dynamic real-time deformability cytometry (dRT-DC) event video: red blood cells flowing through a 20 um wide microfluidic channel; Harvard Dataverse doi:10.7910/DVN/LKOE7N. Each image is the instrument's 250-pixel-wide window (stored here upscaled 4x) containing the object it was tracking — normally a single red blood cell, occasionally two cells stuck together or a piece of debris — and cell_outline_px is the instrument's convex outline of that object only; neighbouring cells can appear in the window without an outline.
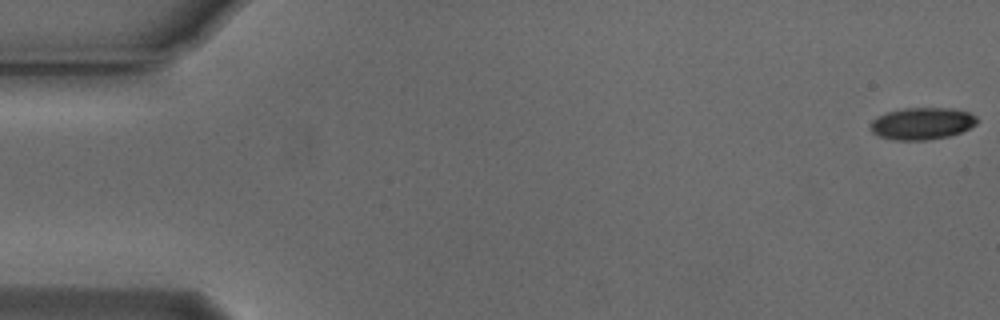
{"species": "Egyptian fruit bat (a non-hibernating species)", "species_latin": "Rousettus aegyptiacus", "temperature_condition": "cold", "stored_images_in_passage": 55, "camera_frame_rate_fps": 3000, "um_per_image_px": 0.085, "animal": {"sex": "male"}, "frame": {"image": 1, "passage_image": 1, "time_ms": 0.0, "image_size_px": [1000, 320], "cell_outline_px": [[980, 120], [976, 124], [960, 132], [948, 136], [924, 140], [896, 140], [880, 136], [872, 132], [872, 120], [888, 112], [904, 108], [952, 108], [968, 112], [976, 116]], "centroid_in_image_um": [78.42, 10.49], "position_along_channel_um": 6.6, "area_um2": 19.59}}
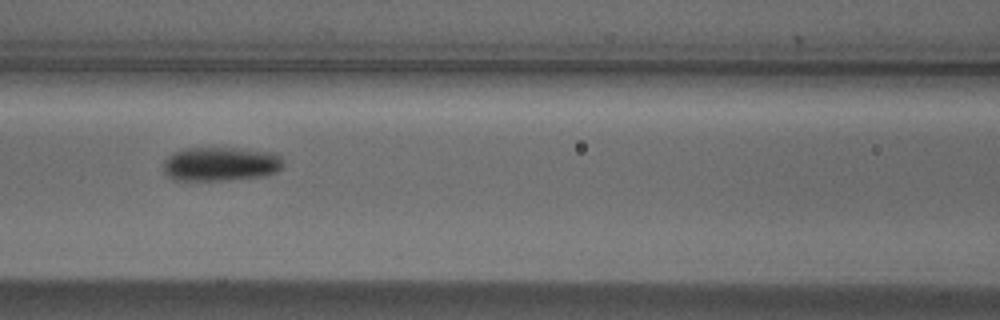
{"frame": {"image": 2, "passage_image": 24, "time_ms": 7.667, "image_size_px": [1000, 320], "cell_outline_px": [[284, 164], [276, 172], [264, 176], [224, 180], [172, 180], [164, 172], [164, 160], [172, 152], [184, 148], [232, 148], [276, 152], [284, 160]], "centroid_in_image_um": [18.75, 13.93], "position_along_channel_um": 147.8, "area_um2": 23.99}}
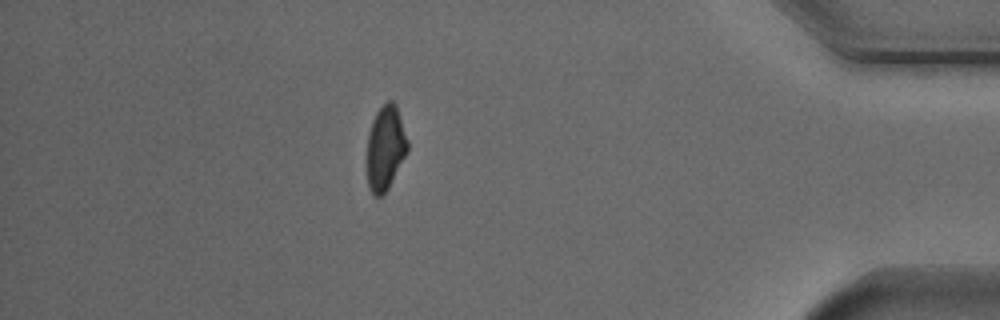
{"frame": {"image": 3, "passage_image": 48, "time_ms": 15.667, "image_size_px": [1000, 320], "cell_outline_px": [[408, 152], [388, 188], [380, 196], [376, 196], [372, 192], [368, 184], [364, 160], [368, 132], [372, 120], [376, 112], [388, 100], [392, 100], [396, 104], [408, 140]], "centroid_in_image_um": [32.72, 12.57], "position_along_channel_um": 402.5, "area_um2": 20.52}, "authors_computed_cell_mechanics": {"area_um2": 21.2704, "velocity_mm_per_s": 3.7639, "shape_relaxation_time_tau1_ms": 2.9345, "shape_relaxation_time_tau2_ms": null, "deformation_change_tau1": 0.1103, "deformation_change_tau2": null}}